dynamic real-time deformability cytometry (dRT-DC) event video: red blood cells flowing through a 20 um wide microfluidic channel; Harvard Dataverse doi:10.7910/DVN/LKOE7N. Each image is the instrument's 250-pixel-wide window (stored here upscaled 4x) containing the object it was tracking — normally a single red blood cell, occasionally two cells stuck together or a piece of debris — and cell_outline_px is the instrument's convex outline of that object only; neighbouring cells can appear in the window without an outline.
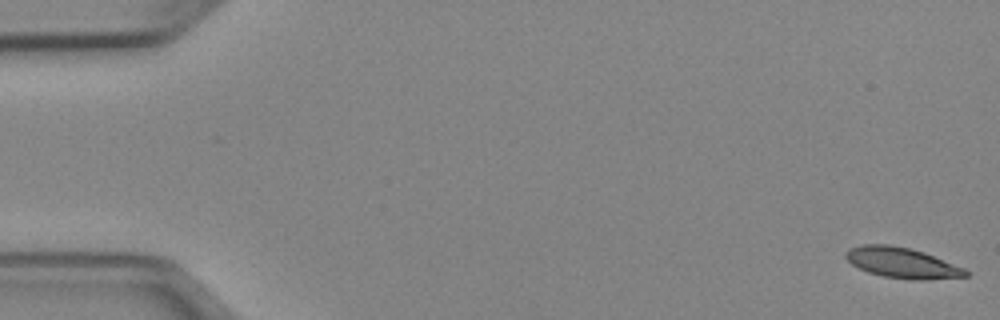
{"species": "Egyptian fruit bat (a non-hibernating species)", "species_latin": "Rousettus aegyptiacus", "temperature_condition": "cold", "stored_images_in_passage": 51, "camera_frame_rate_fps": 3000, "um_per_image_px": 0.085, "animal": {"sex": "female"}, "frame": {"image": 1, "passage_image": 1, "time_ms": 0.0, "image_size_px": [1000, 320], "cell_outline_px": [[968, 276], [924, 280], [912, 280], [884, 276], [868, 272], [852, 264], [844, 256], [844, 252], [848, 248], [864, 244], [888, 244], [912, 248], [924, 252], [964, 268], [968, 272]], "centroid_in_image_um": [76.65, 22.32], "position_along_channel_um": 8.4, "area_um2": 21.33}}
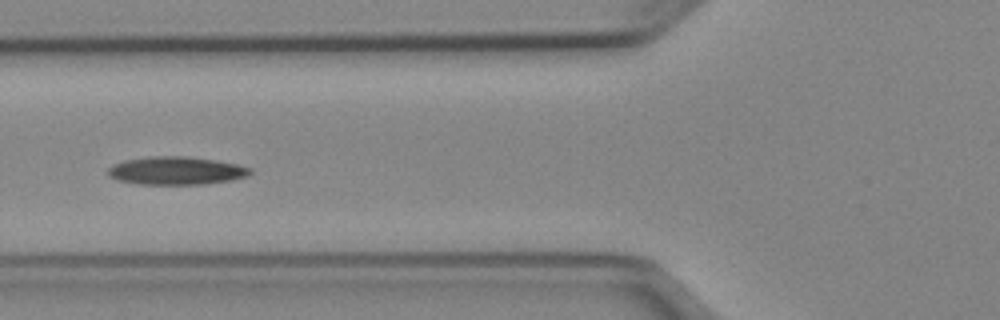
{"frame": {"image": 2, "passage_image": 20, "time_ms": 6.333, "image_size_px": [1000, 320], "cell_outline_px": [[252, 172], [248, 176], [232, 180], [204, 184], [140, 184], [116, 180], [108, 176], [108, 168], [112, 164], [124, 160], [148, 156], [188, 156], [236, 164], [252, 168]], "centroid_in_image_um": [14.95, 14.51], "position_along_channel_um": 110.9, "area_um2": 23.35}}
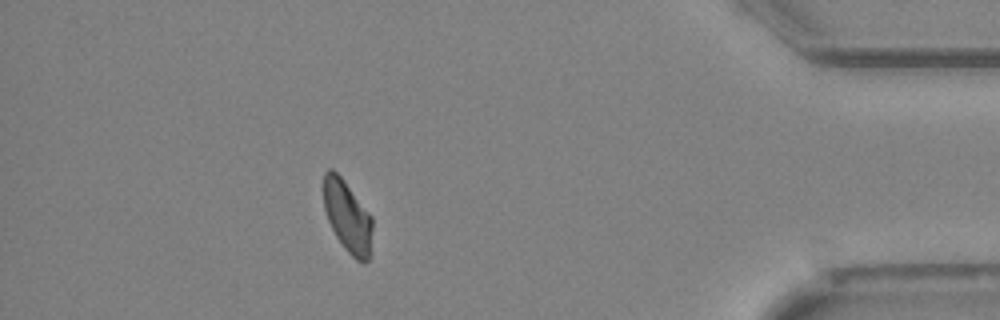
{"frame": {"image": 3, "passage_image": 46, "time_ms": 15.0, "image_size_px": [1000, 320], "cell_outline_px": [[372, 228], [368, 260], [364, 264], [356, 260], [344, 248], [336, 236], [328, 220], [324, 208], [324, 172], [328, 168], [332, 168], [344, 180], [372, 216]], "centroid_in_image_um": [29.53, 18.39], "position_along_channel_um": 405.7, "area_um2": 20.23}}